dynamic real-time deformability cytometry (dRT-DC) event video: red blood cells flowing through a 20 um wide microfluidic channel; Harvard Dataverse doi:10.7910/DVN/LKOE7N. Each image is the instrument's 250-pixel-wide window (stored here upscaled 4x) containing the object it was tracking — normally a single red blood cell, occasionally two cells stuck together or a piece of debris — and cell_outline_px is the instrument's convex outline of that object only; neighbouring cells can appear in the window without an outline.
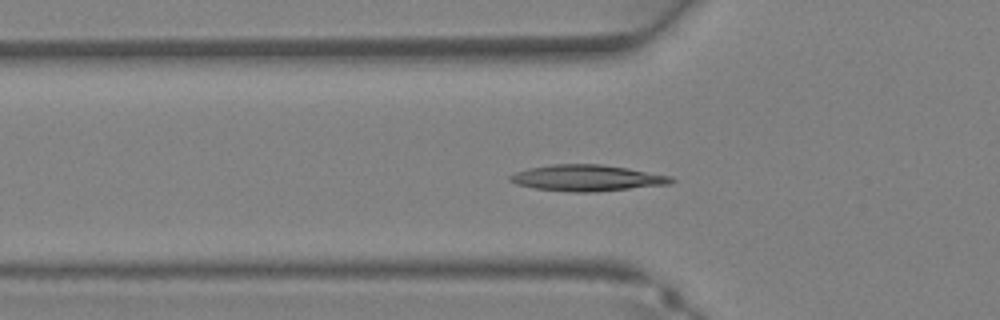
{"species": "Egyptian fruit bat (a non-hibernating species)", "species_latin": "Rousettus aegyptiacus", "temperature_condition": "warm", "stored_images_in_passage": 35, "camera_frame_rate_fps": 3000, "um_per_image_px": 0.085, "animal": {"sex": "female"}, "frame": {"image": 1, "passage_image": 10, "time_ms": 3.0, "image_size_px": [1000, 320], "cell_outline_px": [[676, 180], [672, 184], [596, 192], [572, 192], [536, 188], [516, 184], [508, 180], [508, 176], [516, 172], [528, 168], [552, 164], [604, 164], [628, 168], [672, 176]], "centroid_in_image_um": [49.93, 15.12], "position_along_channel_um": 75.9, "area_um2": 24.8}}
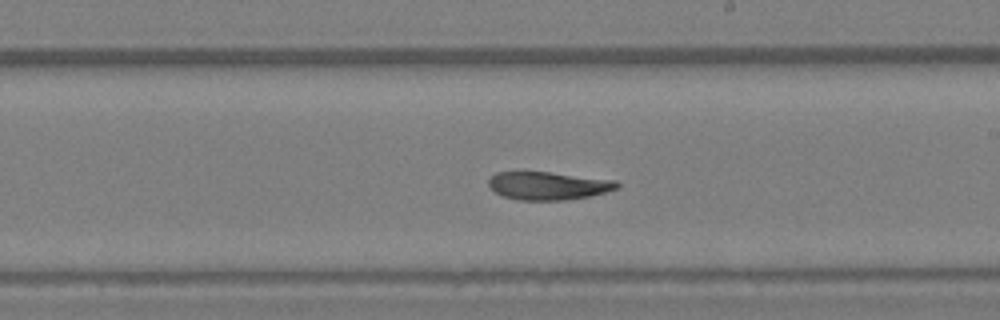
{"frame": {"image": 2, "passage_image": 19, "time_ms": 6.0, "image_size_px": [1000, 320], "cell_outline_px": [[620, 188], [588, 196], [564, 200], [520, 200], [504, 196], [496, 192], [488, 184], [488, 180], [496, 172], [548, 172], [616, 180], [620, 184]], "centroid_in_image_um": [46.62, 15.78], "position_along_channel_um": 242.4, "area_um2": 20.75}}
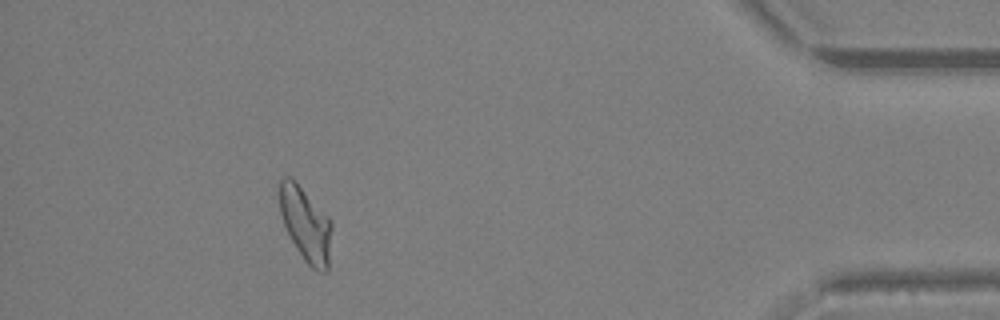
{"frame": {"image": 3, "passage_image": 31, "time_ms": 10.0, "image_size_px": [1000, 320], "cell_outline_px": [[332, 228], [328, 272], [320, 272], [312, 268], [304, 260], [292, 240], [284, 224], [280, 212], [280, 180], [284, 176], [288, 176], [332, 220]], "centroid_in_image_um": [26.02, 19.13], "position_along_channel_um": 409.2, "area_um2": 22.02}}